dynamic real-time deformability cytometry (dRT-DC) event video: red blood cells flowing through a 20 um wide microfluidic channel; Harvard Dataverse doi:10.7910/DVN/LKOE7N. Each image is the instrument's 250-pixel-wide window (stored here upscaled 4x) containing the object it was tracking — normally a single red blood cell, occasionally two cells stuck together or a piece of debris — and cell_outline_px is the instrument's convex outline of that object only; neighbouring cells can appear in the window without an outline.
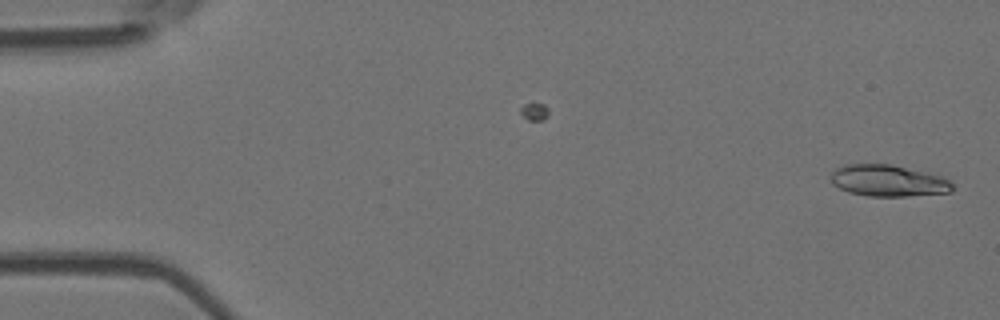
{"species": "Egyptian fruit bat (a non-hibernating species)", "species_latin": "Rousettus aegyptiacus", "temperature_condition": "room temperature", "stored_images_in_passage": 20, "camera_frame_rate_fps": 3000, "um_per_image_px": 0.085, "animal": {"sex": "female"}, "frame": {"image": 1, "passage_image": 1, "time_ms": 0.0, "image_size_px": [1000, 320], "cell_outline_px": [[952, 192], [908, 196], [868, 196], [848, 192], [832, 184], [832, 172], [836, 168], [844, 164], [892, 164], [940, 176], [948, 180], [952, 184]], "centroid_in_image_um": [75.47, 15.36], "position_along_channel_um": 9.5, "area_um2": 22.2}}
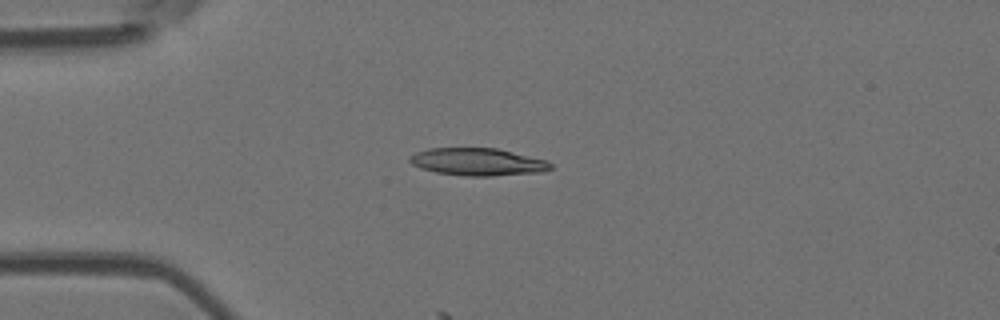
{"frame": {"image": 2, "passage_image": 13, "time_ms": 4.0, "image_size_px": [1000, 320], "cell_outline_px": [[552, 168], [540, 172], [492, 176], [464, 176], [436, 172], [420, 168], [412, 164], [408, 160], [408, 156], [416, 152], [428, 148], [496, 148], [548, 160], [552, 164]], "centroid_in_image_um": [40.58, 13.76], "position_along_channel_um": 44.4, "area_um2": 22.66}}